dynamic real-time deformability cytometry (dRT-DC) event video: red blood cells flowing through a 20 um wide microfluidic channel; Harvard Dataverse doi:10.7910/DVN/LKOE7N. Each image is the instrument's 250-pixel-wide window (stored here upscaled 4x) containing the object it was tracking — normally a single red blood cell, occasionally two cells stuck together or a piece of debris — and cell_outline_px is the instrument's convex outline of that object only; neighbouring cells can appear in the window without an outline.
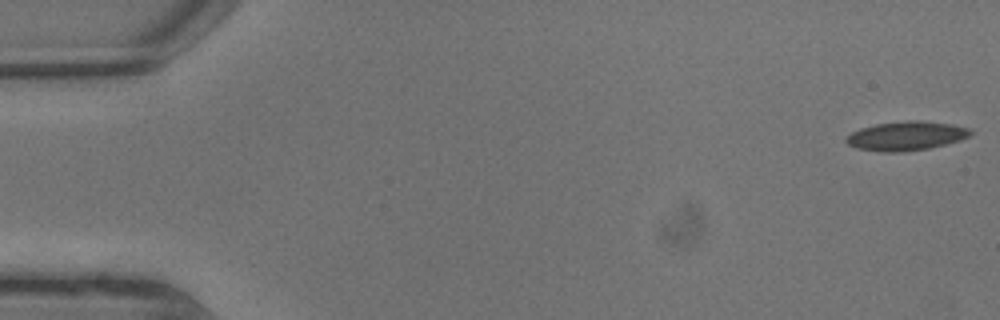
{"species": "common noctule bat (a hibernating species)", "species_latin": "Nyctalus noctula", "temperature_condition": "warm", "stored_images_in_passage": 11, "camera_frame_rate_fps": 3000, "um_per_image_px": 0.085, "animal": {"sex": "male", "body_mass_g": 13.3}, "frame": {"image": 1, "passage_image": 1, "time_ms": 0.0, "image_size_px": [1000, 320], "cell_outline_px": [[972, 132], [968, 136], [960, 140], [928, 148], [904, 152], [884, 152], [856, 148], [848, 144], [844, 140], [852, 132], [860, 128], [876, 124], [912, 120], [916, 120], [948, 124], [968, 128]], "centroid_in_image_um": [76.98, 11.56], "position_along_channel_um": 8.0, "area_um2": 20.69}}
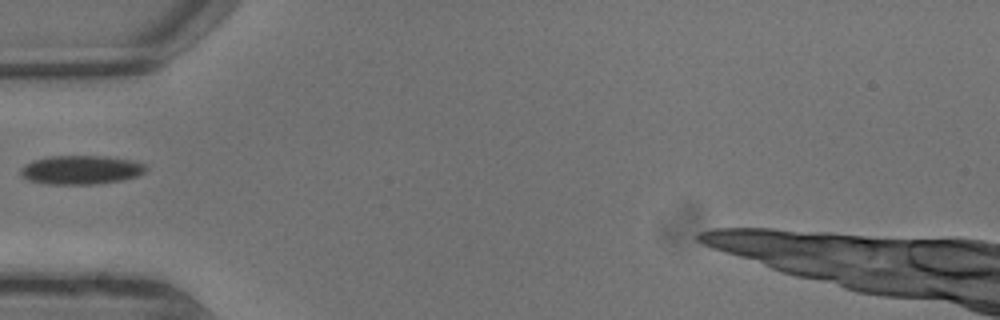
{"frame": {"image": 2, "passage_image": 7, "time_ms": 2.0, "image_size_px": [1000, 320], "cell_outline_px": [[148, 168], [144, 172], [136, 176], [124, 180], [96, 184], [48, 184], [28, 180], [20, 172], [20, 168], [24, 164], [32, 160], [48, 156], [108, 156], [132, 160], [148, 164]], "centroid_in_image_um": [6.91, 14.43], "position_along_channel_um": 78.1, "area_um2": 21.33}}
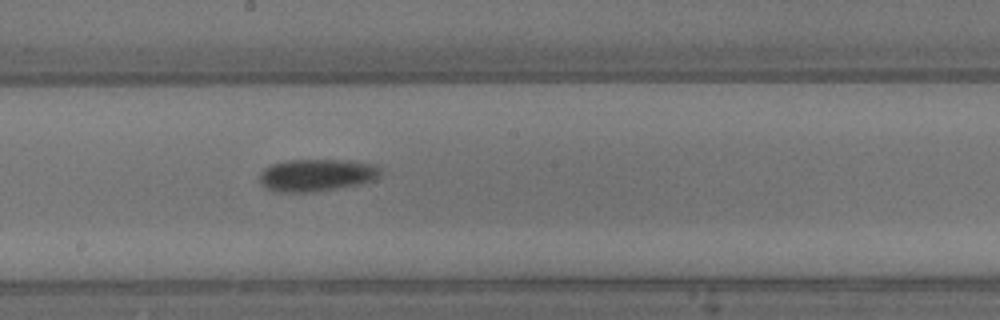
{"frame": {"image": 3, "passage_image": 11, "time_ms": 3.333, "image_size_px": [1000, 320], "cell_outline_px": [[380, 176], [376, 180], [336, 188], [312, 192], [280, 192], [264, 188], [260, 180], [260, 172], [264, 168], [272, 164], [288, 160], [344, 160], [376, 164], [380, 168]], "centroid_in_image_um": [26.91, 14.88], "position_along_channel_um": 221.3, "area_um2": 22.72}}